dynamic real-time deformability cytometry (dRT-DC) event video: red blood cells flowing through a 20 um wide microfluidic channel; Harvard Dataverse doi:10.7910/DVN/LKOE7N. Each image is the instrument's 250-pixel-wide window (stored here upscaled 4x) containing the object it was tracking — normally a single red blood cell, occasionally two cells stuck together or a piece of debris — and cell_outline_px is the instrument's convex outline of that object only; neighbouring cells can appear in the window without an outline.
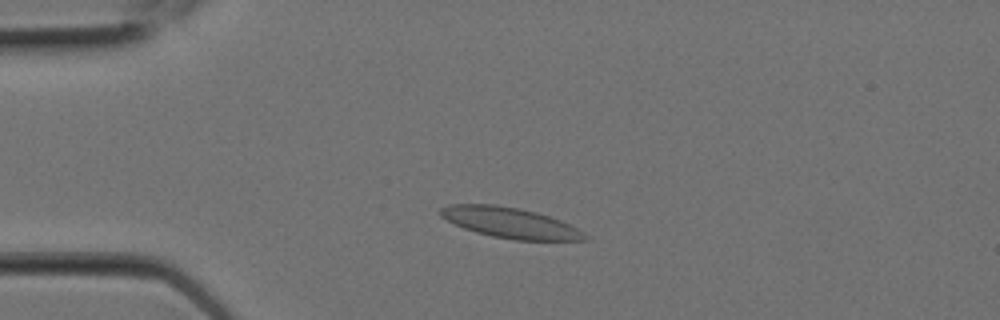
{"species": "Egyptian fruit bat (a non-hibernating species)", "species_latin": "Rousettus aegyptiacus", "temperature_condition": "room temperature", "stored_images_in_passage": 4, "camera_frame_rate_fps": 3000, "um_per_image_px": 0.085, "animal": {"sex": "female"}, "frame": {"image": 1, "passage_image": 3, "time_ms": 0.667, "image_size_px": [1000, 320], "cell_outline_px": [[592, 240], [516, 240], [492, 236], [476, 232], [464, 228], [440, 216], [440, 208], [448, 204], [496, 204], [520, 208], [536, 212], [560, 220], [576, 228], [588, 236]], "centroid_in_image_um": [43.36, 18.93], "position_along_channel_um": 41.6, "area_um2": 25.55}}